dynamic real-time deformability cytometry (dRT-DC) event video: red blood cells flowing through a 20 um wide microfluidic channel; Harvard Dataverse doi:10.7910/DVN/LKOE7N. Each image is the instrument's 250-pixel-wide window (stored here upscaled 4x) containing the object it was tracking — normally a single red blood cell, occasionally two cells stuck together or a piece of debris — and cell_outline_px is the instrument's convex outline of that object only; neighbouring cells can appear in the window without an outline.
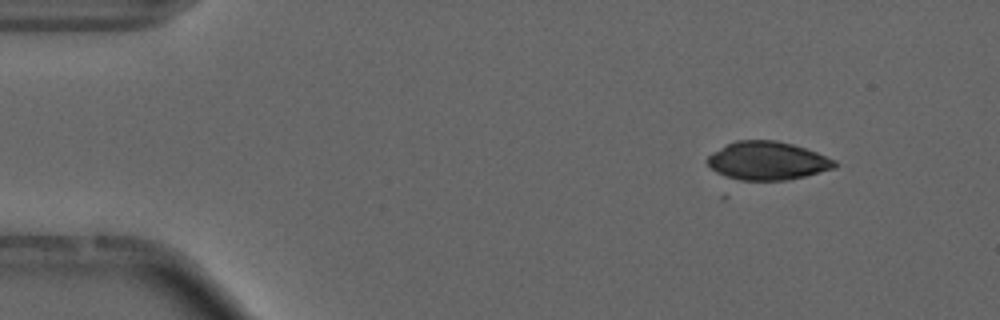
{"species": "common noctule bat (a hibernating species)", "species_latin": "Nyctalus noctula", "temperature_condition": "cold", "stored_images_in_passage": 10, "camera_frame_rate_fps": 3000, "um_per_image_px": 0.085, "animal": {"sex": "male", "forearm_length_mm": 52.5}, "frame": {"image": 1, "passage_image": 1, "time_ms": 0.0, "image_size_px": [1000, 320], "cell_outline_px": [[836, 168], [788, 180], [740, 180], [716, 172], [708, 164], [708, 156], [712, 152], [736, 140], [776, 140], [792, 144], [816, 152], [836, 160]], "centroid_in_image_um": [65.25, 13.66], "position_along_channel_um": 19.8, "area_um2": 28.15}}